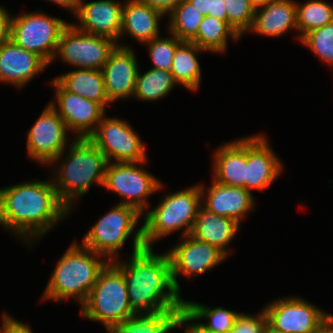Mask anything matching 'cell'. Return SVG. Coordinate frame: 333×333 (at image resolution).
I'll return each instance as SVG.
<instances>
[{"label":"cell","mask_w":333,"mask_h":333,"mask_svg":"<svg viewBox=\"0 0 333 333\" xmlns=\"http://www.w3.org/2000/svg\"><path fill=\"white\" fill-rule=\"evenodd\" d=\"M70 212L52 180H26L0 188V225L27 245L44 237Z\"/></svg>","instance_id":"cell-1"},{"label":"cell","mask_w":333,"mask_h":333,"mask_svg":"<svg viewBox=\"0 0 333 333\" xmlns=\"http://www.w3.org/2000/svg\"><path fill=\"white\" fill-rule=\"evenodd\" d=\"M130 255L127 263L119 259L111 263L123 274L132 311H184L185 300L174 286L168 253L143 248Z\"/></svg>","instance_id":"cell-2"},{"label":"cell","mask_w":333,"mask_h":333,"mask_svg":"<svg viewBox=\"0 0 333 333\" xmlns=\"http://www.w3.org/2000/svg\"><path fill=\"white\" fill-rule=\"evenodd\" d=\"M70 141L68 152L64 150L51 163L56 165L58 161L60 165L54 167L50 179L61 202L73 211L75 201L87 194L91 185L103 187L108 161L88 137H75ZM64 153H67L65 158Z\"/></svg>","instance_id":"cell-3"},{"label":"cell","mask_w":333,"mask_h":333,"mask_svg":"<svg viewBox=\"0 0 333 333\" xmlns=\"http://www.w3.org/2000/svg\"><path fill=\"white\" fill-rule=\"evenodd\" d=\"M102 257L82 244L72 242L58 259L41 299L60 302L74 297L82 306L100 272L109 263Z\"/></svg>","instance_id":"cell-4"},{"label":"cell","mask_w":333,"mask_h":333,"mask_svg":"<svg viewBox=\"0 0 333 333\" xmlns=\"http://www.w3.org/2000/svg\"><path fill=\"white\" fill-rule=\"evenodd\" d=\"M163 197L151 211L143 213L145 248H153L155 241L179 230H183L181 237L190 235L202 200L199 183Z\"/></svg>","instance_id":"cell-5"},{"label":"cell","mask_w":333,"mask_h":333,"mask_svg":"<svg viewBox=\"0 0 333 333\" xmlns=\"http://www.w3.org/2000/svg\"><path fill=\"white\" fill-rule=\"evenodd\" d=\"M141 216L134 207L116 204L88 230L81 244L112 262L119 259V250L132 234L134 254L145 248L142 225L136 229Z\"/></svg>","instance_id":"cell-6"},{"label":"cell","mask_w":333,"mask_h":333,"mask_svg":"<svg viewBox=\"0 0 333 333\" xmlns=\"http://www.w3.org/2000/svg\"><path fill=\"white\" fill-rule=\"evenodd\" d=\"M80 308L85 319L102 323L107 332L135 314L123 274L111 262L100 272L87 301Z\"/></svg>","instance_id":"cell-7"},{"label":"cell","mask_w":333,"mask_h":333,"mask_svg":"<svg viewBox=\"0 0 333 333\" xmlns=\"http://www.w3.org/2000/svg\"><path fill=\"white\" fill-rule=\"evenodd\" d=\"M41 12L11 15L9 39L23 49L38 54L50 65L60 34L69 23Z\"/></svg>","instance_id":"cell-8"},{"label":"cell","mask_w":333,"mask_h":333,"mask_svg":"<svg viewBox=\"0 0 333 333\" xmlns=\"http://www.w3.org/2000/svg\"><path fill=\"white\" fill-rule=\"evenodd\" d=\"M137 163L108 162L105 171L103 187L122 197L120 204L134 207L139 213L148 211L151 207L150 195L161 191L164 185L161 181Z\"/></svg>","instance_id":"cell-9"},{"label":"cell","mask_w":333,"mask_h":333,"mask_svg":"<svg viewBox=\"0 0 333 333\" xmlns=\"http://www.w3.org/2000/svg\"><path fill=\"white\" fill-rule=\"evenodd\" d=\"M118 43L109 37L88 34L69 23L61 32L55 55L76 68L101 70Z\"/></svg>","instance_id":"cell-10"},{"label":"cell","mask_w":333,"mask_h":333,"mask_svg":"<svg viewBox=\"0 0 333 333\" xmlns=\"http://www.w3.org/2000/svg\"><path fill=\"white\" fill-rule=\"evenodd\" d=\"M88 138L108 162L137 163L148 160L140 136L124 119L105 115Z\"/></svg>","instance_id":"cell-11"},{"label":"cell","mask_w":333,"mask_h":333,"mask_svg":"<svg viewBox=\"0 0 333 333\" xmlns=\"http://www.w3.org/2000/svg\"><path fill=\"white\" fill-rule=\"evenodd\" d=\"M263 309L268 327L278 333H313L324 325L325 311L300 296L275 299Z\"/></svg>","instance_id":"cell-12"},{"label":"cell","mask_w":333,"mask_h":333,"mask_svg":"<svg viewBox=\"0 0 333 333\" xmlns=\"http://www.w3.org/2000/svg\"><path fill=\"white\" fill-rule=\"evenodd\" d=\"M58 112L48 103L27 134L28 156L44 165H50L65 149L71 138ZM68 144V145H67Z\"/></svg>","instance_id":"cell-13"},{"label":"cell","mask_w":333,"mask_h":333,"mask_svg":"<svg viewBox=\"0 0 333 333\" xmlns=\"http://www.w3.org/2000/svg\"><path fill=\"white\" fill-rule=\"evenodd\" d=\"M50 85L55 87L56 100L49 104L64 120L68 131L76 133V138L89 137L106 115L107 109L95 101L67 91L55 78Z\"/></svg>","instance_id":"cell-14"},{"label":"cell","mask_w":333,"mask_h":333,"mask_svg":"<svg viewBox=\"0 0 333 333\" xmlns=\"http://www.w3.org/2000/svg\"><path fill=\"white\" fill-rule=\"evenodd\" d=\"M180 238L182 241L167 251L171 260L172 280L179 292L178 276L193 278L227 259L222 251L207 242L195 240L190 235Z\"/></svg>","instance_id":"cell-15"},{"label":"cell","mask_w":333,"mask_h":333,"mask_svg":"<svg viewBox=\"0 0 333 333\" xmlns=\"http://www.w3.org/2000/svg\"><path fill=\"white\" fill-rule=\"evenodd\" d=\"M262 134L246 137L245 189L264 192L283 170V163Z\"/></svg>","instance_id":"cell-16"},{"label":"cell","mask_w":333,"mask_h":333,"mask_svg":"<svg viewBox=\"0 0 333 333\" xmlns=\"http://www.w3.org/2000/svg\"><path fill=\"white\" fill-rule=\"evenodd\" d=\"M122 44L118 42V46L101 69L110 104L134 96L135 83L140 71L134 50Z\"/></svg>","instance_id":"cell-17"},{"label":"cell","mask_w":333,"mask_h":333,"mask_svg":"<svg viewBox=\"0 0 333 333\" xmlns=\"http://www.w3.org/2000/svg\"><path fill=\"white\" fill-rule=\"evenodd\" d=\"M123 2L116 0H80L74 13L78 23H71L79 31L109 37L118 43L122 28Z\"/></svg>","instance_id":"cell-18"},{"label":"cell","mask_w":333,"mask_h":333,"mask_svg":"<svg viewBox=\"0 0 333 333\" xmlns=\"http://www.w3.org/2000/svg\"><path fill=\"white\" fill-rule=\"evenodd\" d=\"M48 66L38 54L23 49L11 39L0 44V83L23 88Z\"/></svg>","instance_id":"cell-19"},{"label":"cell","mask_w":333,"mask_h":333,"mask_svg":"<svg viewBox=\"0 0 333 333\" xmlns=\"http://www.w3.org/2000/svg\"><path fill=\"white\" fill-rule=\"evenodd\" d=\"M203 187L204 185L200 183L201 205L210 212L229 217L239 224L241 219L255 207L253 194L244 188L219 184L214 180L208 188Z\"/></svg>","instance_id":"cell-20"},{"label":"cell","mask_w":333,"mask_h":333,"mask_svg":"<svg viewBox=\"0 0 333 333\" xmlns=\"http://www.w3.org/2000/svg\"><path fill=\"white\" fill-rule=\"evenodd\" d=\"M212 156L213 180L219 184L245 189L246 137L222 144Z\"/></svg>","instance_id":"cell-21"},{"label":"cell","mask_w":333,"mask_h":333,"mask_svg":"<svg viewBox=\"0 0 333 333\" xmlns=\"http://www.w3.org/2000/svg\"><path fill=\"white\" fill-rule=\"evenodd\" d=\"M126 1V2H125ZM120 38L126 33L141 45L160 36L159 22L165 16L158 9L137 0H125Z\"/></svg>","instance_id":"cell-22"},{"label":"cell","mask_w":333,"mask_h":333,"mask_svg":"<svg viewBox=\"0 0 333 333\" xmlns=\"http://www.w3.org/2000/svg\"><path fill=\"white\" fill-rule=\"evenodd\" d=\"M240 225L235 220L214 214L201 205L190 236L195 240L209 243L228 256L230 255L228 245L236 237Z\"/></svg>","instance_id":"cell-23"},{"label":"cell","mask_w":333,"mask_h":333,"mask_svg":"<svg viewBox=\"0 0 333 333\" xmlns=\"http://www.w3.org/2000/svg\"><path fill=\"white\" fill-rule=\"evenodd\" d=\"M297 31L296 1L273 0L255 9L253 24L249 32L266 37L283 36L290 30Z\"/></svg>","instance_id":"cell-24"},{"label":"cell","mask_w":333,"mask_h":333,"mask_svg":"<svg viewBox=\"0 0 333 333\" xmlns=\"http://www.w3.org/2000/svg\"><path fill=\"white\" fill-rule=\"evenodd\" d=\"M69 92L101 104L105 109L110 104L101 70L77 68L55 77Z\"/></svg>","instance_id":"cell-25"},{"label":"cell","mask_w":333,"mask_h":333,"mask_svg":"<svg viewBox=\"0 0 333 333\" xmlns=\"http://www.w3.org/2000/svg\"><path fill=\"white\" fill-rule=\"evenodd\" d=\"M200 52L207 51L191 41H182L172 60L170 72L175 82L189 91H198L201 85L202 70L197 59Z\"/></svg>","instance_id":"cell-26"},{"label":"cell","mask_w":333,"mask_h":333,"mask_svg":"<svg viewBox=\"0 0 333 333\" xmlns=\"http://www.w3.org/2000/svg\"><path fill=\"white\" fill-rule=\"evenodd\" d=\"M183 311H158L134 314L115 325L108 333H169L178 328V317Z\"/></svg>","instance_id":"cell-27"},{"label":"cell","mask_w":333,"mask_h":333,"mask_svg":"<svg viewBox=\"0 0 333 333\" xmlns=\"http://www.w3.org/2000/svg\"><path fill=\"white\" fill-rule=\"evenodd\" d=\"M230 38L238 41L241 37L227 21L206 15L203 16L197 34L190 41L209 53L223 54Z\"/></svg>","instance_id":"cell-28"},{"label":"cell","mask_w":333,"mask_h":333,"mask_svg":"<svg viewBox=\"0 0 333 333\" xmlns=\"http://www.w3.org/2000/svg\"><path fill=\"white\" fill-rule=\"evenodd\" d=\"M184 312L193 321L208 319V323L196 322V324L209 333H230L239 315L236 311L227 310L219 306L212 309L209 306L189 300L184 301Z\"/></svg>","instance_id":"cell-29"},{"label":"cell","mask_w":333,"mask_h":333,"mask_svg":"<svg viewBox=\"0 0 333 333\" xmlns=\"http://www.w3.org/2000/svg\"><path fill=\"white\" fill-rule=\"evenodd\" d=\"M178 86L170 71L150 68L143 74L138 72L134 96L140 101H158Z\"/></svg>","instance_id":"cell-30"},{"label":"cell","mask_w":333,"mask_h":333,"mask_svg":"<svg viewBox=\"0 0 333 333\" xmlns=\"http://www.w3.org/2000/svg\"><path fill=\"white\" fill-rule=\"evenodd\" d=\"M168 17V31L182 41H190L197 34L203 19V15L187 0H180Z\"/></svg>","instance_id":"cell-31"},{"label":"cell","mask_w":333,"mask_h":333,"mask_svg":"<svg viewBox=\"0 0 333 333\" xmlns=\"http://www.w3.org/2000/svg\"><path fill=\"white\" fill-rule=\"evenodd\" d=\"M298 40L309 31L320 28L333 21V6L323 0L296 2Z\"/></svg>","instance_id":"cell-32"},{"label":"cell","mask_w":333,"mask_h":333,"mask_svg":"<svg viewBox=\"0 0 333 333\" xmlns=\"http://www.w3.org/2000/svg\"><path fill=\"white\" fill-rule=\"evenodd\" d=\"M300 42L321 61L333 66V21L306 33Z\"/></svg>","instance_id":"cell-33"},{"label":"cell","mask_w":333,"mask_h":333,"mask_svg":"<svg viewBox=\"0 0 333 333\" xmlns=\"http://www.w3.org/2000/svg\"><path fill=\"white\" fill-rule=\"evenodd\" d=\"M169 36H167L168 38L158 36L151 41L144 43L149 49V58L153 63L152 68L170 71L176 48L182 40L178 39L171 33Z\"/></svg>","instance_id":"cell-34"},{"label":"cell","mask_w":333,"mask_h":333,"mask_svg":"<svg viewBox=\"0 0 333 333\" xmlns=\"http://www.w3.org/2000/svg\"><path fill=\"white\" fill-rule=\"evenodd\" d=\"M227 22L242 37L249 32L255 14L250 0H225Z\"/></svg>","instance_id":"cell-35"},{"label":"cell","mask_w":333,"mask_h":333,"mask_svg":"<svg viewBox=\"0 0 333 333\" xmlns=\"http://www.w3.org/2000/svg\"><path fill=\"white\" fill-rule=\"evenodd\" d=\"M261 310L255 316L239 312L230 333H264L268 321L264 309Z\"/></svg>","instance_id":"cell-36"},{"label":"cell","mask_w":333,"mask_h":333,"mask_svg":"<svg viewBox=\"0 0 333 333\" xmlns=\"http://www.w3.org/2000/svg\"><path fill=\"white\" fill-rule=\"evenodd\" d=\"M2 324L0 327V333H33L30 326L27 323L23 324L18 319L13 318L6 312H3L1 317Z\"/></svg>","instance_id":"cell-37"},{"label":"cell","mask_w":333,"mask_h":333,"mask_svg":"<svg viewBox=\"0 0 333 333\" xmlns=\"http://www.w3.org/2000/svg\"><path fill=\"white\" fill-rule=\"evenodd\" d=\"M208 15L217 19L227 21V10L225 0H208Z\"/></svg>","instance_id":"cell-38"},{"label":"cell","mask_w":333,"mask_h":333,"mask_svg":"<svg viewBox=\"0 0 333 333\" xmlns=\"http://www.w3.org/2000/svg\"><path fill=\"white\" fill-rule=\"evenodd\" d=\"M8 12L0 5V44L9 39L11 15Z\"/></svg>","instance_id":"cell-39"},{"label":"cell","mask_w":333,"mask_h":333,"mask_svg":"<svg viewBox=\"0 0 333 333\" xmlns=\"http://www.w3.org/2000/svg\"><path fill=\"white\" fill-rule=\"evenodd\" d=\"M168 15L180 0H137Z\"/></svg>","instance_id":"cell-40"},{"label":"cell","mask_w":333,"mask_h":333,"mask_svg":"<svg viewBox=\"0 0 333 333\" xmlns=\"http://www.w3.org/2000/svg\"><path fill=\"white\" fill-rule=\"evenodd\" d=\"M195 322V323H193ZM185 327L184 333H209L205 330L201 329L196 321H193L184 311L179 315L177 327L183 326Z\"/></svg>","instance_id":"cell-41"},{"label":"cell","mask_w":333,"mask_h":333,"mask_svg":"<svg viewBox=\"0 0 333 333\" xmlns=\"http://www.w3.org/2000/svg\"><path fill=\"white\" fill-rule=\"evenodd\" d=\"M49 2L55 3L64 9H69L72 15L77 11L80 0H47Z\"/></svg>","instance_id":"cell-42"},{"label":"cell","mask_w":333,"mask_h":333,"mask_svg":"<svg viewBox=\"0 0 333 333\" xmlns=\"http://www.w3.org/2000/svg\"><path fill=\"white\" fill-rule=\"evenodd\" d=\"M203 15H208V0H187Z\"/></svg>","instance_id":"cell-43"},{"label":"cell","mask_w":333,"mask_h":333,"mask_svg":"<svg viewBox=\"0 0 333 333\" xmlns=\"http://www.w3.org/2000/svg\"><path fill=\"white\" fill-rule=\"evenodd\" d=\"M324 325L330 333H333V315L331 313L324 312Z\"/></svg>","instance_id":"cell-44"},{"label":"cell","mask_w":333,"mask_h":333,"mask_svg":"<svg viewBox=\"0 0 333 333\" xmlns=\"http://www.w3.org/2000/svg\"><path fill=\"white\" fill-rule=\"evenodd\" d=\"M273 0H250L251 5L257 9L260 7H263L265 5H267L268 3L272 2Z\"/></svg>","instance_id":"cell-45"},{"label":"cell","mask_w":333,"mask_h":333,"mask_svg":"<svg viewBox=\"0 0 333 333\" xmlns=\"http://www.w3.org/2000/svg\"><path fill=\"white\" fill-rule=\"evenodd\" d=\"M313 333H330L329 330L325 327V325H322L317 331Z\"/></svg>","instance_id":"cell-46"},{"label":"cell","mask_w":333,"mask_h":333,"mask_svg":"<svg viewBox=\"0 0 333 333\" xmlns=\"http://www.w3.org/2000/svg\"><path fill=\"white\" fill-rule=\"evenodd\" d=\"M264 333H278V332H276V331L272 330L271 328L267 327L265 329Z\"/></svg>","instance_id":"cell-47"}]
</instances>
